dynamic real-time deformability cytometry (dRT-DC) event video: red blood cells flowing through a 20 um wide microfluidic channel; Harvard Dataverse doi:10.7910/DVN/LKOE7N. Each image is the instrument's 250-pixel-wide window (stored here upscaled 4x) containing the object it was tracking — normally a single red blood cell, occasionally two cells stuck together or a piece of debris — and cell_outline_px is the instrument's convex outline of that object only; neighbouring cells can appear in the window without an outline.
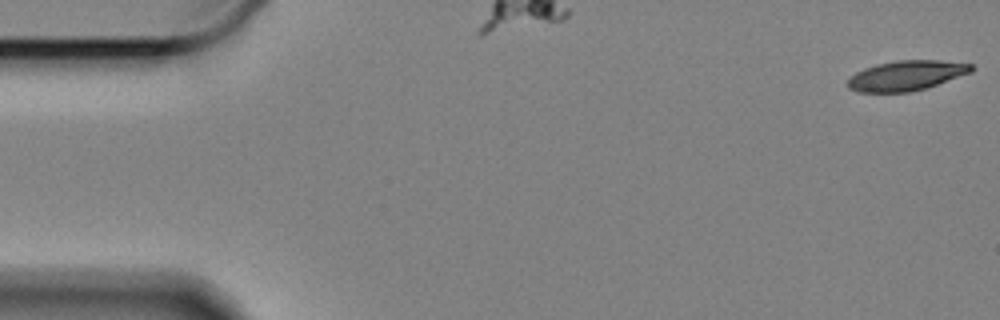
{"species": "Egyptian fruit bat (a non-hibernating species)", "species_latin": "Rousettus aegyptiacus", "temperature_condition": "cold", "stored_images_in_passage": 44, "camera_frame_rate_fps": 3000, "um_per_image_px": 0.085, "animal": {"sex": "female"}, "frame": {"image": 1, "passage_image": 1, "time_ms": 0.0, "image_size_px": [1000, 320], "cell_outline_px": [[976, 68], [972, 72], [924, 88], [908, 92], [860, 92], [848, 88], [848, 80], [856, 72], [864, 68], [876, 64], [896, 60], [940, 60], [972, 64]], "centroid_in_image_um": [77.05, 6.41], "position_along_channel_um": 8.0, "area_um2": 21.44}}
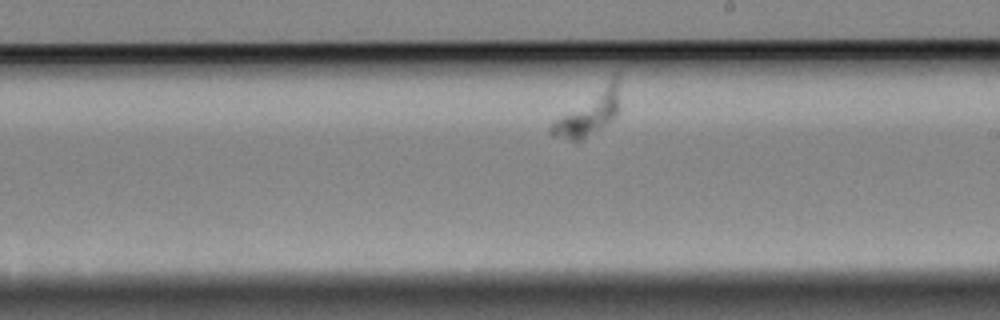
{"frame": {"image": 2, "passage_image": 24, "time_ms": 7.667, "image_size_px": [1000, 320], "cell_outline_px": [[620, 108], [616, 116], [600, 128], [580, 140], [572, 140], [552, 136], [548, 132], [548, 128], [552, 120], [612, 72], [620, 72]], "centroid_in_image_um": [50.09, 9.41], "position_along_channel_um": 238.9, "area_um2": 19.25}}
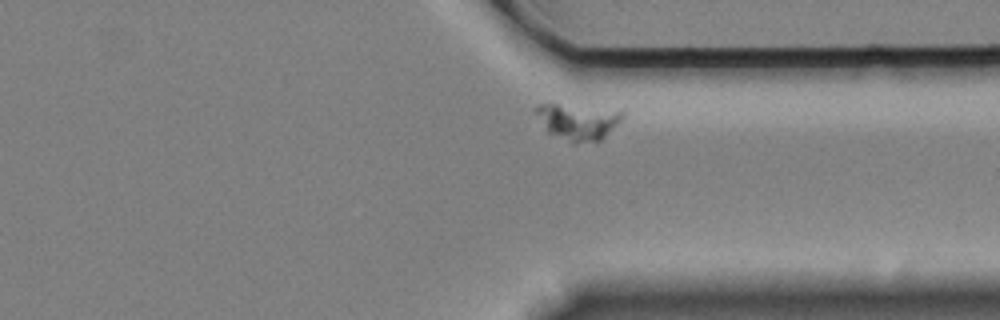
{"frame": {"image": 3, "passage_image": 36, "time_ms": 11.667, "image_size_px": [1000, 320], "cell_outline_px": [[628, 112], [600, 140], [572, 144], [548, 132], [536, 112], [536, 108], [540, 104], [556, 104], [624, 108]], "centroid_in_image_um": [49.23, 10.3], "position_along_channel_um": 362.2, "area_um2": 18.38}}